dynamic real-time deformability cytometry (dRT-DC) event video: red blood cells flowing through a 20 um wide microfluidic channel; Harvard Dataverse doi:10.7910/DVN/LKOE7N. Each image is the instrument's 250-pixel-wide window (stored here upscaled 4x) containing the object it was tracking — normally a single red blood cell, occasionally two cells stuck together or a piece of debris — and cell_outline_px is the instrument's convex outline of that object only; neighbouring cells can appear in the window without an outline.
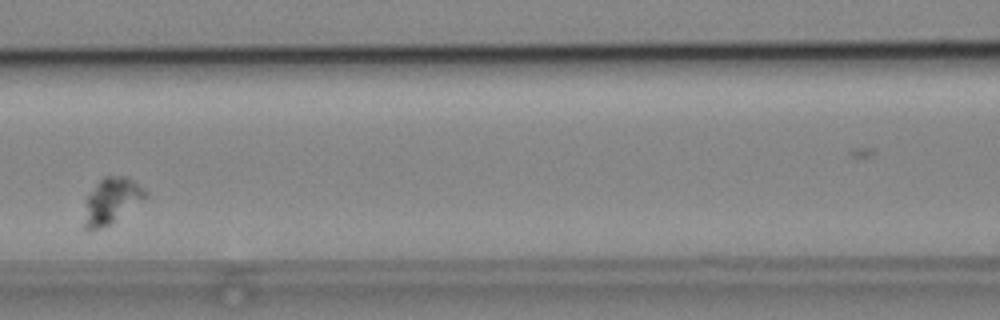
{"species": "common noctule bat (a hibernating species)", "species_latin": "Nyctalus noctula", "temperature_condition": "cold", "stored_images_in_passage": 4, "camera_frame_rate_fps": 3000, "um_per_image_px": 0.085, "animal": {"sex": "male", "body_mass_g": 19.2, "forearm_length_mm": 51.8}, "frame": {"image": 1, "passage_image": 3, "time_ms": 2.333, "image_size_px": [1000, 320], "cell_outline_px": [[148, 196], [108, 224], [100, 228], [88, 232], [80, 228], [84, 200], [96, 184], [104, 176], [124, 176], [132, 180], [148, 192]], "centroid_in_image_um": [9.35, 17.11], "position_along_channel_um": 157.2, "area_um2": 16.53}}
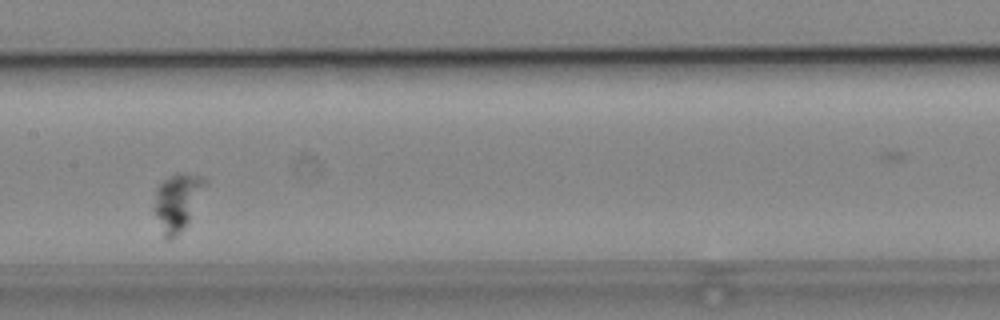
{"frame": {"image": 2, "passage_image": 4, "time_ms": 3.333, "image_size_px": [1000, 320], "cell_outline_px": [[204, 184], [188, 220], [184, 228], [172, 240], [168, 240], [164, 236], [152, 208], [156, 188], [164, 180], [176, 172], [180, 172], [200, 176], [204, 180]], "centroid_in_image_um": [14.98, 17.17], "position_along_channel_um": 192.4, "area_um2": 16.3}}